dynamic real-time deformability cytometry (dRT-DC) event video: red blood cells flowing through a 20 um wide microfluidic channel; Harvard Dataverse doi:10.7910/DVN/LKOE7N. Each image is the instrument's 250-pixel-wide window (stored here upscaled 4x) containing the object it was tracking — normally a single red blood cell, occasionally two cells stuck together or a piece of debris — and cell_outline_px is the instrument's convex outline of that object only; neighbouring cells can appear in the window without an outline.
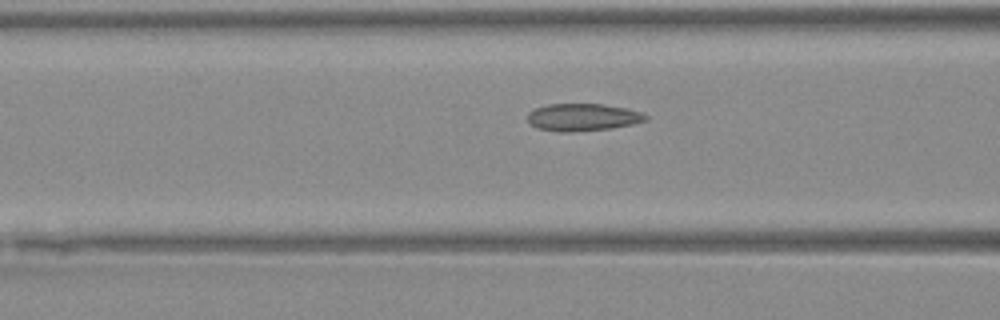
{"species": "Egyptian fruit bat (a non-hibernating species)", "species_latin": "Rousettus aegyptiacus", "temperature_condition": "warm", "stored_images_in_passage": 24, "camera_frame_rate_fps": 3000, "um_per_image_px": 0.085, "animal": {"sex": "female"}, "frame": {"image": 1, "passage_image": 7, "time_ms": 2.0, "image_size_px": [1000, 320], "cell_outline_px": [[648, 120], [632, 124], [612, 128], [568, 132], [564, 132], [536, 128], [528, 120], [528, 112], [536, 108], [548, 104], [600, 104], [624, 108], [640, 112], [648, 116]], "centroid_in_image_um": [49.53, 9.96], "position_along_channel_um": 117.1, "area_um2": 18.61}}
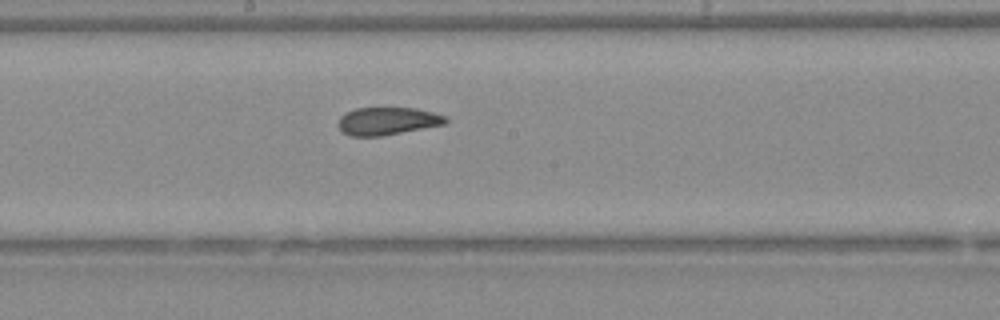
{"frame": {"image": 2, "passage_image": 14, "time_ms": 4.333, "image_size_px": [1000, 320], "cell_outline_px": [[448, 120], [444, 124], [384, 136], [348, 136], [336, 124], [340, 116], [344, 112], [356, 108], [416, 108], [448, 116]], "centroid_in_image_um": [32.91, 10.29], "position_along_channel_um": 215.3, "area_um2": 17.51}}
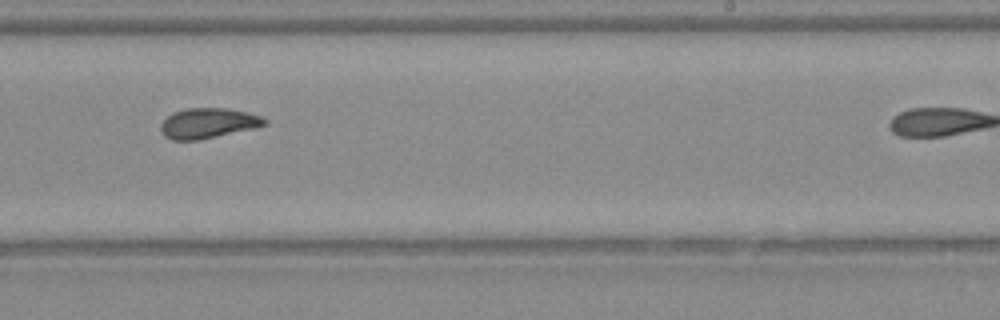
{"frame": {"image": 3, "passage_image": 18, "time_ms": 5.667, "image_size_px": [1000, 320], "cell_outline_px": [[268, 124], [256, 128], [200, 140], [172, 140], [164, 136], [160, 128], [160, 124], [172, 112], [188, 108], [228, 108], [248, 112], [260, 116], [268, 120]], "centroid_in_image_um": [17.71, 10.47], "position_along_channel_um": 271.3, "area_um2": 18.5}}